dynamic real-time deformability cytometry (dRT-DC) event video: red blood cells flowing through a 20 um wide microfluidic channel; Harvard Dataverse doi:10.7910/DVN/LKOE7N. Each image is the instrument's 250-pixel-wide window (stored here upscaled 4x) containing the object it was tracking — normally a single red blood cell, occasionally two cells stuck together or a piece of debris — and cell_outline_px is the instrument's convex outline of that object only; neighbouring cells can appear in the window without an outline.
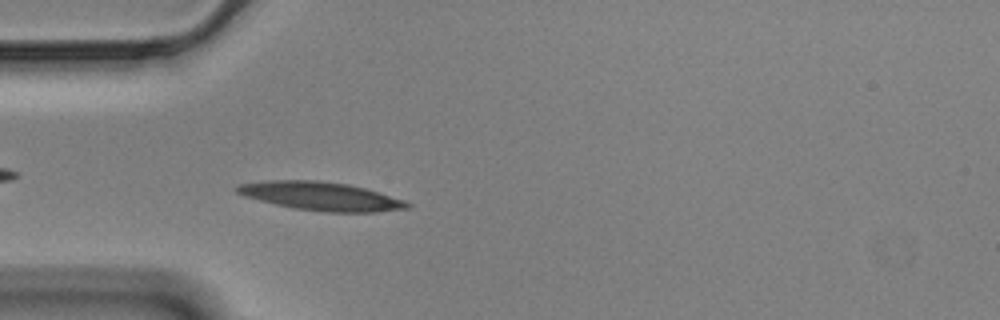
{"species": "Egyptian fruit bat (a non-hibernating species)", "species_latin": "Rousettus aegyptiacus", "temperature_condition": "cold", "stored_images_in_passage": 56, "camera_frame_rate_fps": 3000, "um_per_image_px": 0.085, "animal": {"sex": "male"}, "frame": {"image": 1, "passage_image": 15, "time_ms": 4.667, "image_size_px": [1000, 320], "cell_outline_px": [[412, 208], [376, 212], [324, 212], [292, 208], [244, 196], [236, 192], [236, 188], [240, 184], [268, 180], [316, 180], [348, 184], [364, 188], [404, 200], [412, 204]], "centroid_in_image_um": [27.31, 16.68], "position_along_channel_um": 57.7, "area_um2": 28.15}}
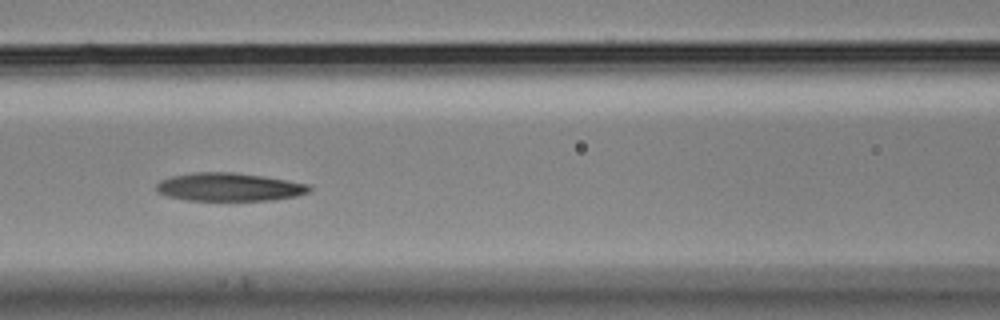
{"frame": {"image": 2, "passage_image": 23, "time_ms": 7.333, "image_size_px": [1000, 320], "cell_outline_px": [[312, 188], [308, 192], [296, 196], [272, 200], [184, 200], [168, 196], [156, 192], [156, 184], [160, 180], [172, 176], [192, 172], [232, 172], [264, 176], [308, 184]], "centroid_in_image_um": [19.44, 15.89], "position_along_channel_um": 147.2, "area_um2": 25.14}}
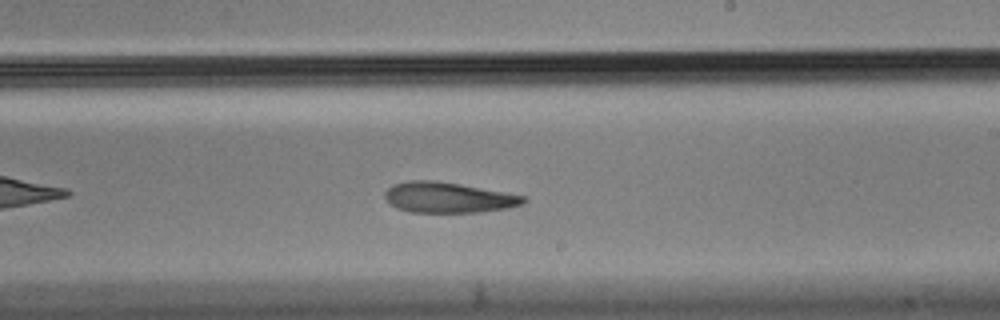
{"frame": {"image": 3, "passage_image": 32, "time_ms": 10.333, "image_size_px": [1000, 320], "cell_outline_px": [[528, 200], [524, 204], [508, 208], [480, 212], [408, 212], [396, 208], [384, 196], [384, 192], [392, 184], [408, 180], [436, 180], [460, 184], [524, 196]], "centroid_in_image_um": [38.08, 16.78], "position_along_channel_um": 250.9, "area_um2": 24.68}, "authors_computed_cell_mechanics": {"area_um2": 26.0678, "velocity_mm_per_s": 3.4662, "shape_relaxation_time_tau1_ms": 8.8032, "shape_relaxation_time_tau2_ms": 8.5607, "deformation_change_tau1": 0.1953, "deformation_change_tau2": 0.1905}}